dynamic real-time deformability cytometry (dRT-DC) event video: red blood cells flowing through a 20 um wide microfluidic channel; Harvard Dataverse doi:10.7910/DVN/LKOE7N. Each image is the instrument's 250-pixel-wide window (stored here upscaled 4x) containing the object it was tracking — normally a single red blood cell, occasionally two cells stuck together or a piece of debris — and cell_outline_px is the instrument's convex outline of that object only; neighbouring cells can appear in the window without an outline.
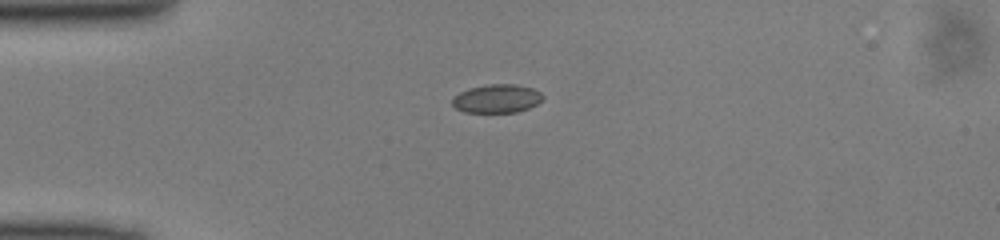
{"species": "common noctule bat (a hibernating species)", "species_latin": "Nyctalus noctula", "temperature_condition": "cold", "stored_images_in_passage": 12, "camera_frame_rate_fps": 3000, "um_per_image_px": 0.085, "animal": {"sex": "male", "body_mass_g": 13.0, "forearm_length_mm": 53.1}, "frame": {"image": 1, "passage_image": 1, "time_ms": 0.0, "image_size_px": [1000, 240], "cell_outline_px": [[544, 96], [536, 104], [528, 108], [516, 112], [464, 112], [456, 108], [452, 104], [452, 100], [460, 92], [468, 88], [488, 84], [516, 84], [532, 88], [540, 92]], "centroid_in_image_um": [42.23, 8.37], "position_along_channel_um": 42.8, "area_um2": 14.91}}
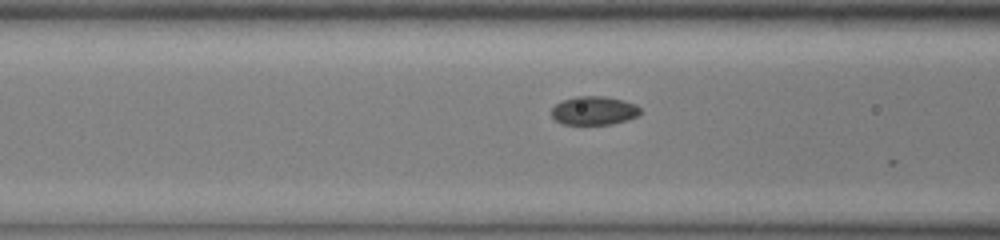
{"frame": {"image": 2, "passage_image": 8, "time_ms": 2.333, "image_size_px": [1000, 240], "cell_outline_px": [[640, 112], [636, 116], [628, 120], [612, 124], [564, 124], [556, 120], [552, 116], [552, 108], [556, 104], [564, 100], [576, 96], [604, 96], [624, 100], [636, 104], [640, 108]], "centroid_in_image_um": [50.51, 9.4], "position_along_channel_um": 116.1, "area_um2": 14.74}}
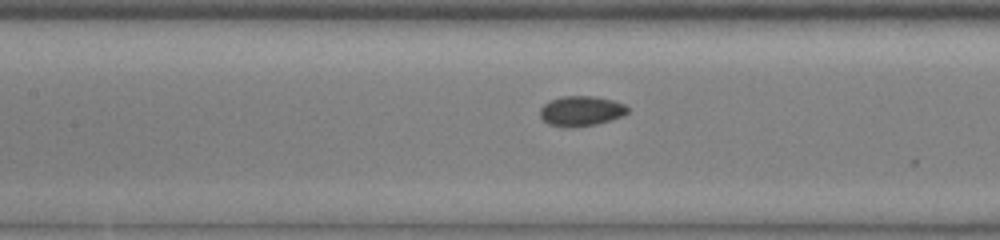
{"frame": {"image": 3, "passage_image": 11, "time_ms": 3.333, "image_size_px": [1000, 240], "cell_outline_px": [[628, 112], [624, 116], [596, 124], [564, 128], [548, 124], [540, 116], [540, 108], [544, 104], [552, 100], [564, 96], [592, 96], [612, 100], [624, 104], [628, 108]], "centroid_in_image_um": [49.39, 9.44], "position_along_channel_um": 158.0, "area_um2": 15.26}}